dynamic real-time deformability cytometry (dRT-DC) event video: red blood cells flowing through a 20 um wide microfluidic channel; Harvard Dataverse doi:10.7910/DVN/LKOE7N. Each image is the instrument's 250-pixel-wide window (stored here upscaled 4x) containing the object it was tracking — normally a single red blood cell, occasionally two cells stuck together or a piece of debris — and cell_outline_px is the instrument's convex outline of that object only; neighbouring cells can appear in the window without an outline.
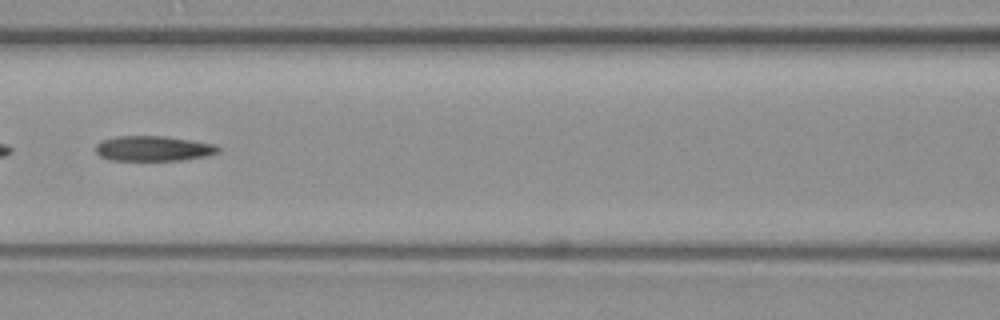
{"species": "common noctule bat (a hibernating species)", "species_latin": "Nyctalus noctula", "temperature_condition": "warm", "stored_images_in_passage": 27, "camera_frame_rate_fps": 3000, "um_per_image_px": 0.085, "animal": {"sex": "female", "body_mass_g": 19.3, "forearm_length_mm": 54.1}, "frame": {"image": 1, "passage_image": 12, "time_ms": 3.667, "image_size_px": [1000, 320], "cell_outline_px": [[220, 152], [208, 156], [180, 160], [108, 160], [100, 156], [96, 152], [96, 144], [104, 140], [116, 136], [164, 136], [192, 140], [216, 144], [220, 148]], "centroid_in_image_um": [13.07, 12.62], "position_along_channel_um": 153.5, "area_um2": 18.03}}